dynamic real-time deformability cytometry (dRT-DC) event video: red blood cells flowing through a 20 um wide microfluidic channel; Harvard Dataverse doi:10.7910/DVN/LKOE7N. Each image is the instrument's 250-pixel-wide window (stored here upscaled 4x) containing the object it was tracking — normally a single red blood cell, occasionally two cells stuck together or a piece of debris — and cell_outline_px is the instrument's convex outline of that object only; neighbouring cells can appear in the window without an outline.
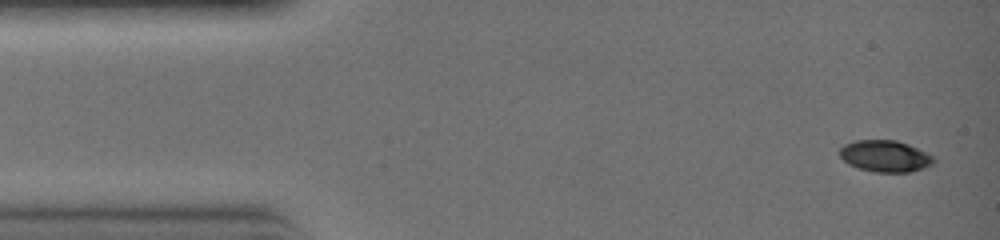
{"species": "common noctule bat (a hibernating species)", "species_latin": "Nyctalus noctula", "temperature_condition": "warm", "stored_images_in_passage": 3, "camera_frame_rate_fps": 3000, "um_per_image_px": 0.085, "animal": {"sex": "female", "body_mass_g": 19.0, "forearm_length_mm": 51.5}, "frame": {"image": 1, "passage_image": 1, "time_ms": 0.0, "image_size_px": [1000, 240], "cell_outline_px": [[936, 160], [932, 164], [908, 172], [872, 172], [848, 164], [840, 156], [840, 148], [844, 144], [856, 140], [896, 140], [908, 144], [932, 156]], "centroid_in_image_um": [75.2, 13.26], "position_along_channel_um": 9.8, "area_um2": 17.05}}
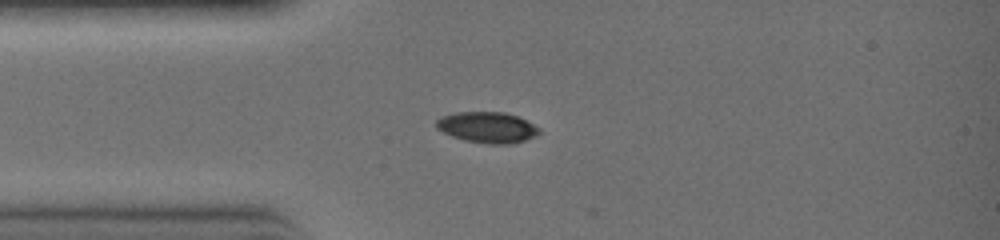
{"frame": {"image": 2, "passage_image": 3, "time_ms": 0.667, "image_size_px": [1000, 240], "cell_outline_px": [[540, 132], [536, 136], [524, 140], [508, 144], [488, 144], [464, 140], [452, 136], [436, 128], [436, 120], [444, 116], [456, 112], [504, 112], [516, 116], [540, 128]], "centroid_in_image_um": [41.42, 10.83], "position_along_channel_um": 43.6, "area_um2": 18.32}}